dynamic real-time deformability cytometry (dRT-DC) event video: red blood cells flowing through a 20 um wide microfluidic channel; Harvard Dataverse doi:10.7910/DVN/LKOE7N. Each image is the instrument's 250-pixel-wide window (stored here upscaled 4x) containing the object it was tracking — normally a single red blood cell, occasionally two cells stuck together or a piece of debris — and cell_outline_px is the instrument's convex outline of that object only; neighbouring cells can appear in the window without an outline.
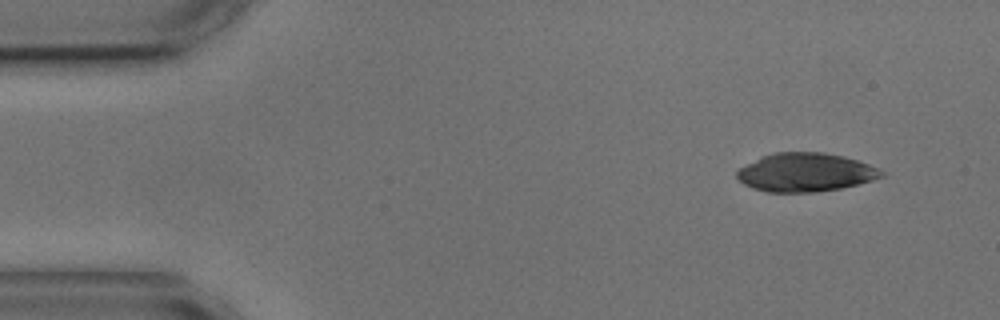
{"species": "common noctule bat (a hibernating species)", "species_latin": "Nyctalus noctula", "temperature_condition": "cold", "stored_images_in_passage": 3, "camera_frame_rate_fps": 3000, "um_per_image_px": 0.085, "animal": {"sex": "male", "body_mass_g": 17.9, "forearm_length_mm": 54.2}, "frame": {"image": 1, "passage_image": 1, "time_ms": 0.0, "image_size_px": [1000, 320], "cell_outline_px": [[884, 176], [872, 180], [840, 188], [816, 192], [768, 192], [752, 188], [744, 184], [736, 176], [736, 172], [740, 168], [760, 156], [776, 152], [824, 152], [844, 156], [880, 168], [884, 172]], "centroid_in_image_um": [68.46, 14.64], "position_along_channel_um": 16.5, "area_um2": 32.48}}
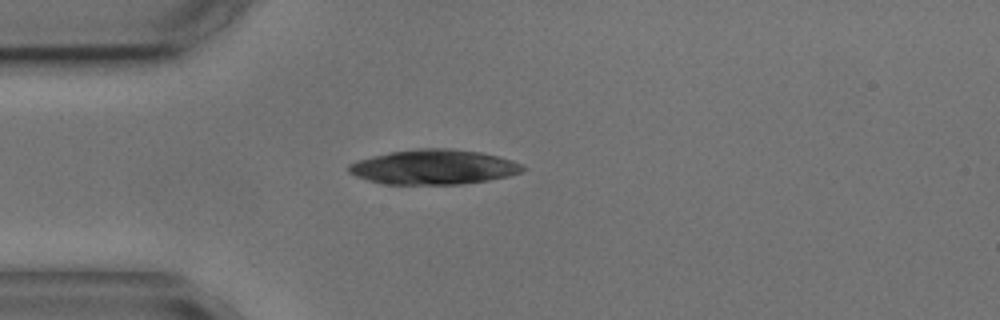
{"frame": {"image": 2, "passage_image": 3, "time_ms": 3.0, "image_size_px": [1000, 320], "cell_outline_px": [[528, 168], [520, 172], [508, 176], [488, 180], [460, 184], [380, 184], [356, 176], [348, 172], [348, 164], [356, 160], [372, 156], [392, 152], [416, 148], [452, 148], [480, 152], [512, 160]], "centroid_in_image_um": [36.84, 14.19], "position_along_channel_um": 48.2, "area_um2": 35.32}}